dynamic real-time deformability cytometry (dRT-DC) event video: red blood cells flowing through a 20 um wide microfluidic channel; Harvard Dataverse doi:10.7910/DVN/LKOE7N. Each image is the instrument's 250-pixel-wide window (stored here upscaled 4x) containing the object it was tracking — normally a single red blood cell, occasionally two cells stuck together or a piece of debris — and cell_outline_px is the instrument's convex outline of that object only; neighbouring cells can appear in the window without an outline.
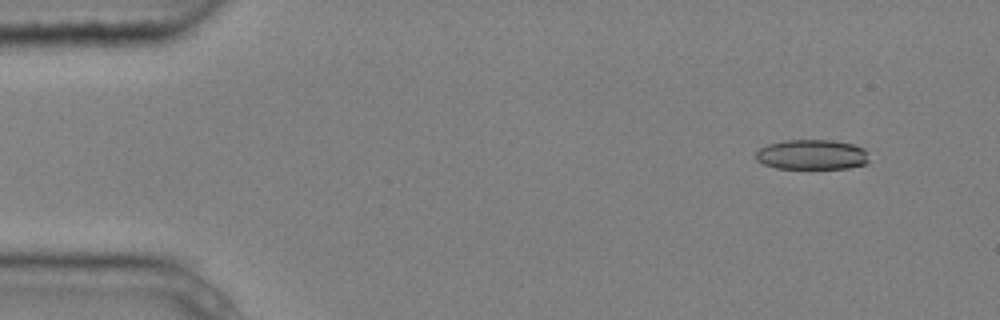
{"species": "common noctule bat (a hibernating species)", "species_latin": "Nyctalus noctula", "temperature_condition": "cold", "stored_images_in_passage": 4, "camera_frame_rate_fps": 3000, "um_per_image_px": 0.085, "animal": {"sex": "male", "body_mass_g": 20.4}, "frame": {"image": 1, "passage_image": 1, "time_ms": 0.0, "image_size_px": [1000, 320], "cell_outline_px": [[868, 164], [848, 168], [776, 168], [764, 164], [756, 160], [756, 152], [760, 148], [768, 144], [784, 140], [832, 140], [852, 144], [864, 148], [868, 160]], "centroid_in_image_um": [69.01, 13.14], "position_along_channel_um": 16.0, "area_um2": 19.77}}
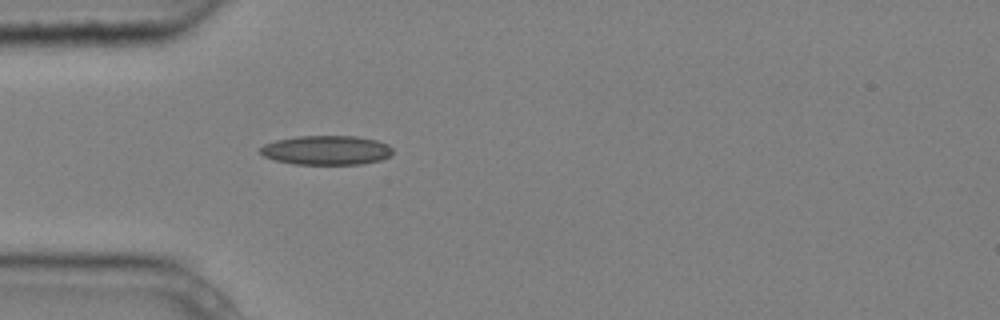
{"frame": {"image": 2, "passage_image": 4, "time_ms": 1.0, "image_size_px": [1000, 320], "cell_outline_px": [[392, 152], [388, 156], [380, 160], [360, 164], [292, 164], [276, 160], [264, 156], [260, 152], [260, 148], [264, 144], [276, 140], [300, 136], [356, 136], [376, 140], [388, 144], [392, 148]], "centroid_in_image_um": [27.74, 12.76], "position_along_channel_um": 57.3, "area_um2": 22.48}}